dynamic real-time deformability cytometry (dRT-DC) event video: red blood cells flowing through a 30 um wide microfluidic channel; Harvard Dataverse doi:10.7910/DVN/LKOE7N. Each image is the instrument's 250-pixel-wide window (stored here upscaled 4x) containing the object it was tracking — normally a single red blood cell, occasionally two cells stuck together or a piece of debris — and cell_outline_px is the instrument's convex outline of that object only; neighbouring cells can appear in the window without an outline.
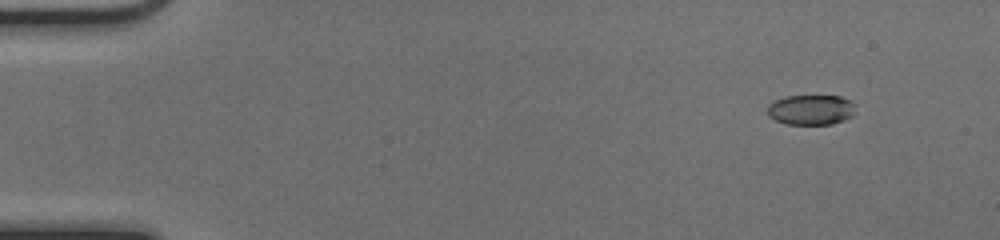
{"species": "common noctule bat (a hibernating species)", "species_latin": "Nyctalus noctula", "temperature_condition": "cold", "stored_images_in_passage": 48, "camera_frame_rate_fps": 3000, "um_per_image_px": 0.085, "animal": {"sex": "female", "body_mass_g": 17.0, "forearm_length_mm": 48.0}, "frame": {"image": 1, "passage_image": 1, "time_ms": 0.0, "image_size_px": [1000, 240], "cell_outline_px": [[856, 104], [852, 116], [844, 120], [832, 124], [784, 124], [768, 116], [768, 104], [784, 96], [840, 96], [852, 100]], "centroid_in_image_um": [68.95, 9.33], "position_along_channel_um": 16.0, "area_um2": 15.61}}
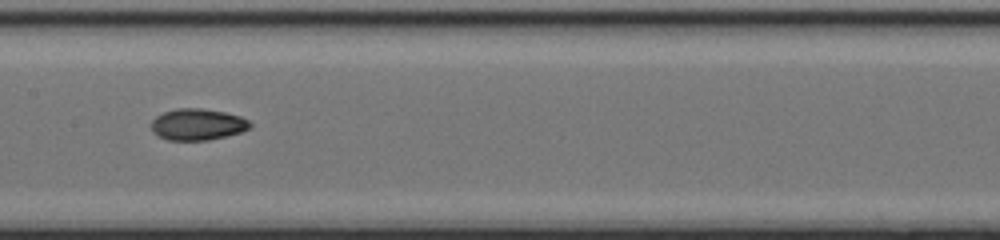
{"frame": {"image": 2, "passage_image": 23, "time_ms": 7.333, "image_size_px": [1000, 240], "cell_outline_px": [[252, 128], [240, 132], [208, 140], [168, 140], [152, 132], [152, 120], [156, 116], [164, 112], [176, 108], [200, 108], [224, 112], [240, 116], [248, 120], [252, 124]], "centroid_in_image_um": [16.8, 10.57], "position_along_channel_um": 190.6, "area_um2": 18.03}}
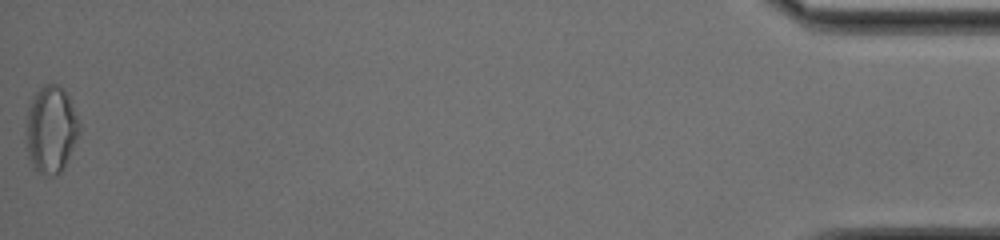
{"frame": {"image": 3, "passage_image": 48, "time_ms": 15.667, "image_size_px": [1000, 240], "cell_outline_px": [[80, 132], [64, 168], [56, 176], [48, 176], [36, 172], [28, 156], [28, 108], [36, 92], [44, 84], [56, 84], [64, 88], [68, 96], [80, 124]], "centroid_in_image_um": [4.37, 11.03], "position_along_channel_um": 430.8, "area_um2": 26.7}, "authors_computed_cell_mechanics": {"area_um2": 17.7735, "velocity_mm_per_s": 4.0491, "shape_relaxation_time_tau1_ms": 6.0488, "shape_relaxation_time_tau2_ms": 2.5442, "deformation_change_tau1": 0.1834, "deformation_change_tau2": 0.0489}}